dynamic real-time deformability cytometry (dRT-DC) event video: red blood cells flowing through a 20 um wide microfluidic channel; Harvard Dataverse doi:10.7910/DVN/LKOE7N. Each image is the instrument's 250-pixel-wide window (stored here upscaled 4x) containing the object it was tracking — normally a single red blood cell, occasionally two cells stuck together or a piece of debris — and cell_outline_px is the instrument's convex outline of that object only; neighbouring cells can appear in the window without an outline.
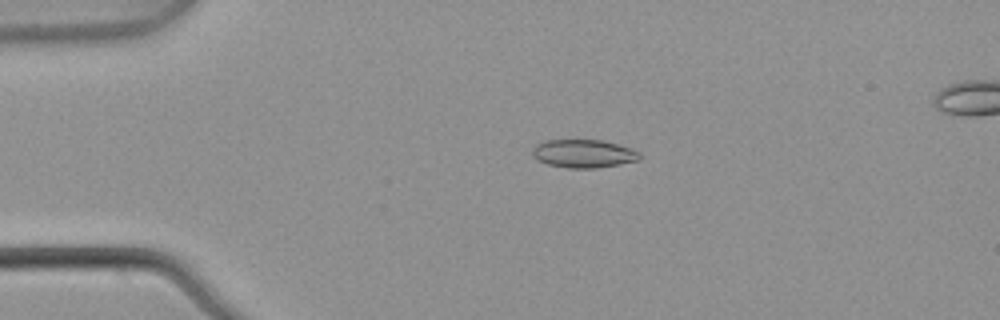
{"species": "common noctule bat (a hibernating species)", "species_latin": "Nyctalus noctula", "temperature_condition": "warm", "stored_images_in_passage": 5, "camera_frame_rate_fps": 3000, "um_per_image_px": 0.085, "animal": {"sex": "male", "body_mass_g": 21.5, "forearm_length_mm": 52.0}, "frame": {"image": 1, "passage_image": 3, "time_ms": 0.667, "image_size_px": [1000, 320], "cell_outline_px": [[640, 160], [620, 164], [596, 168], [568, 168], [548, 164], [532, 156], [532, 148], [536, 144], [548, 140], [600, 140], [632, 148], [640, 152]], "centroid_in_image_um": [49.62, 13.06], "position_along_channel_um": 35.4, "area_um2": 17.57}}